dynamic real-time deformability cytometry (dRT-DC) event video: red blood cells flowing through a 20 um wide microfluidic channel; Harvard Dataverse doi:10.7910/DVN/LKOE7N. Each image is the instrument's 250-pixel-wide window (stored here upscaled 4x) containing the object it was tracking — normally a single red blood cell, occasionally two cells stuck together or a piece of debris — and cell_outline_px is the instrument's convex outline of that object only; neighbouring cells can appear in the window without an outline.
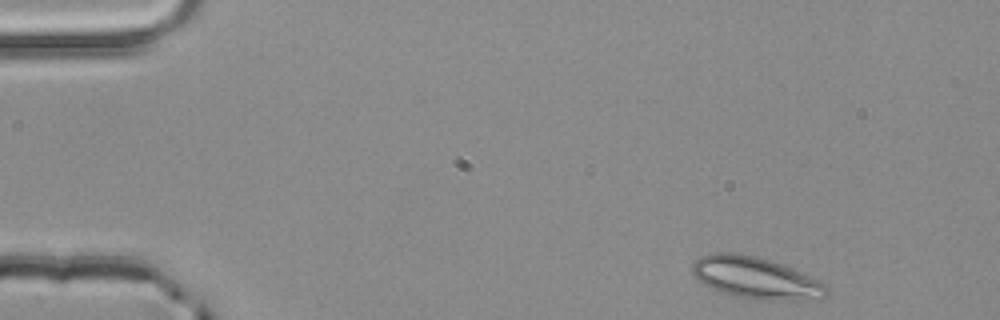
{"species": "common noctule bat (a hibernating species)", "species_latin": "Nyctalus noctula", "temperature_condition": "room temperature", "stored_images_in_passage": 48, "camera_frame_rate_fps": 3000, "um_per_image_px": 0.085, "animal": {"sex": "male", "body_mass_g": 20.4}, "frame": {"image": 1, "passage_image": 1, "time_ms": 0.0, "image_size_px": [1000, 320], "cell_outline_px": [[828, 292], [820, 300], [760, 300], [732, 296], [712, 288], [704, 284], [692, 272], [692, 264], [700, 256], [716, 252], [736, 252], [756, 256], [780, 264], [800, 272], [828, 284]], "centroid_in_image_um": [64.26, 23.63], "position_along_channel_um": 20.7, "area_um2": 32.71}}
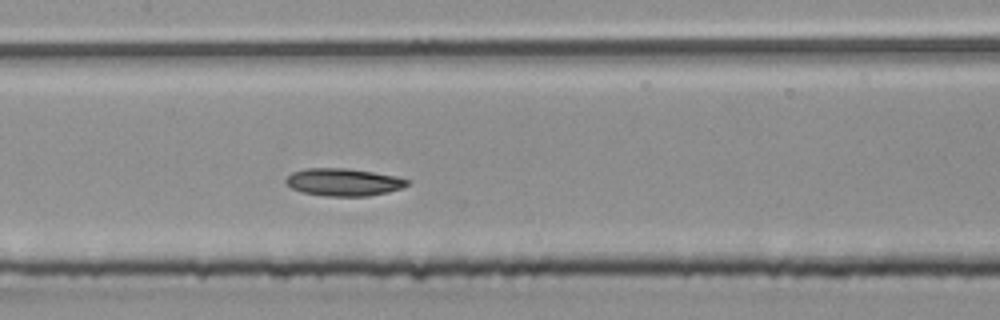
{"frame": {"image": 2, "passage_image": 21, "time_ms": 6.667, "image_size_px": [1000, 320], "cell_outline_px": [[408, 184], [404, 188], [388, 192], [368, 196], [324, 196], [304, 192], [292, 188], [284, 180], [292, 172], [304, 168], [348, 168], [396, 176], [408, 180]], "centroid_in_image_um": [29.2, 15.48], "position_along_channel_um": 178.2, "area_um2": 19.42}}
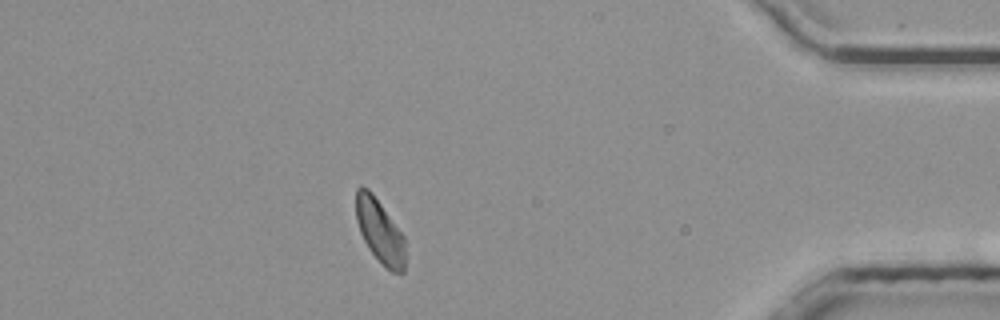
{"frame": {"image": 3, "passage_image": 42, "time_ms": 13.667, "image_size_px": [1000, 320], "cell_outline_px": [[404, 272], [400, 276], [384, 268], [380, 264], [368, 248], [360, 232], [356, 220], [356, 188], [360, 184], [368, 188], [372, 192], [404, 236]], "centroid_in_image_um": [32.27, 19.68], "position_along_channel_um": 402.9, "area_um2": 18.55}, "authors_computed_cell_mechanics": {"area_um2": 19.3052, "velocity_mm_per_s": 3.8657, "shape_relaxation_time_tau1_ms": 2.4197, "shape_relaxation_time_tau2_ms": null, "deformation_change_tau1": 0.0907, "deformation_change_tau2": null}}